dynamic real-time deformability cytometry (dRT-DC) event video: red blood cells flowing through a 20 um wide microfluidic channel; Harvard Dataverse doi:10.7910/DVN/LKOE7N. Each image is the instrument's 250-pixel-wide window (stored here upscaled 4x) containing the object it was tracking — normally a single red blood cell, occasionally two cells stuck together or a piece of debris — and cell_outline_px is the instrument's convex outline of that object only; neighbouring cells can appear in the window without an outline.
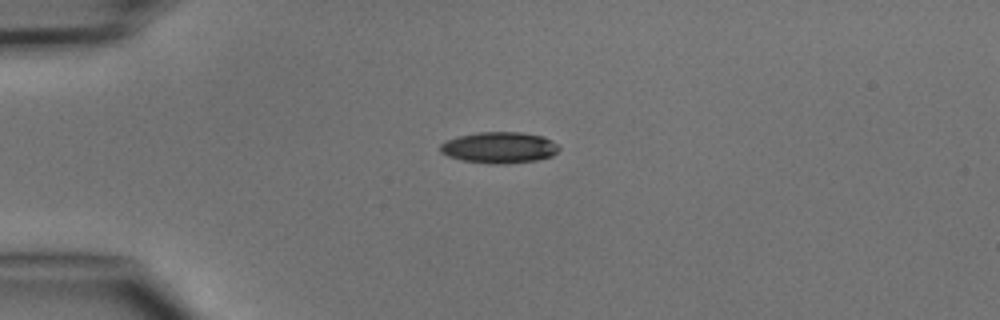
{"species": "common noctule bat (a hibernating species)", "species_latin": "Nyctalus noctula", "temperature_condition": "cold", "stored_images_in_passage": 4, "camera_frame_rate_fps": 3000, "um_per_image_px": 0.085, "animal": {"sex": "male", "body_mass_g": 15.6}, "frame": {"image": 1, "passage_image": 1, "time_ms": 0.0, "image_size_px": [1000, 320], "cell_outline_px": [[560, 148], [552, 156], [536, 160], [504, 164], [492, 164], [460, 160], [448, 156], [440, 152], [440, 144], [456, 136], [480, 132], [520, 132], [544, 136], [552, 140]], "centroid_in_image_um": [42.43, 12.54], "position_along_channel_um": 42.6, "area_um2": 21.68}}